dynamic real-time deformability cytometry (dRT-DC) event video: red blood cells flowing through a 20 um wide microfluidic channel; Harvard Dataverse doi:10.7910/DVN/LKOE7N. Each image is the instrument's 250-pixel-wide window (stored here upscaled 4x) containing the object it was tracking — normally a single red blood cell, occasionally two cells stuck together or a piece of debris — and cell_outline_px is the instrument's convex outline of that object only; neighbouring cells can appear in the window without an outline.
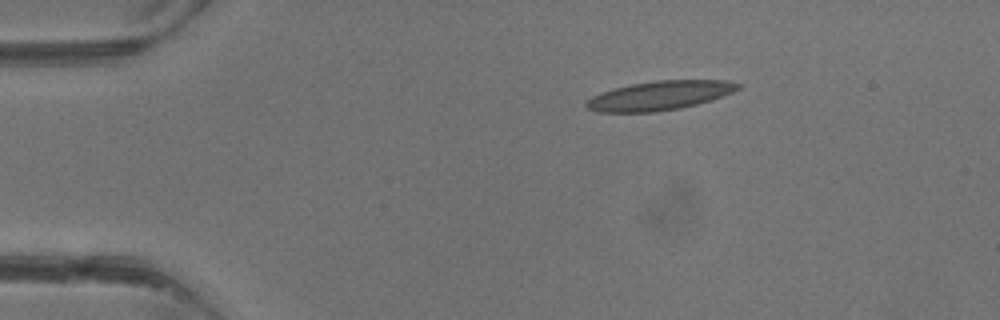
{"species": "common noctule bat (a hibernating species)", "species_latin": "Nyctalus noctula", "temperature_condition": "warm", "stored_images_in_passage": 4, "camera_frame_rate_fps": 3000, "um_per_image_px": 0.085, "animal": {"sex": "male", "body_mass_g": 13.3}, "frame": {"image": 1, "passage_image": 2, "time_ms": 1.333, "image_size_px": [1000, 320], "cell_outline_px": [[740, 88], [724, 96], [712, 100], [680, 108], [656, 112], [600, 112], [588, 108], [584, 104], [592, 96], [600, 92], [632, 84], [656, 80], [728, 80], [740, 84]], "centroid_in_image_um": [56.09, 8.12], "position_along_channel_um": 28.9, "area_um2": 25.66}}